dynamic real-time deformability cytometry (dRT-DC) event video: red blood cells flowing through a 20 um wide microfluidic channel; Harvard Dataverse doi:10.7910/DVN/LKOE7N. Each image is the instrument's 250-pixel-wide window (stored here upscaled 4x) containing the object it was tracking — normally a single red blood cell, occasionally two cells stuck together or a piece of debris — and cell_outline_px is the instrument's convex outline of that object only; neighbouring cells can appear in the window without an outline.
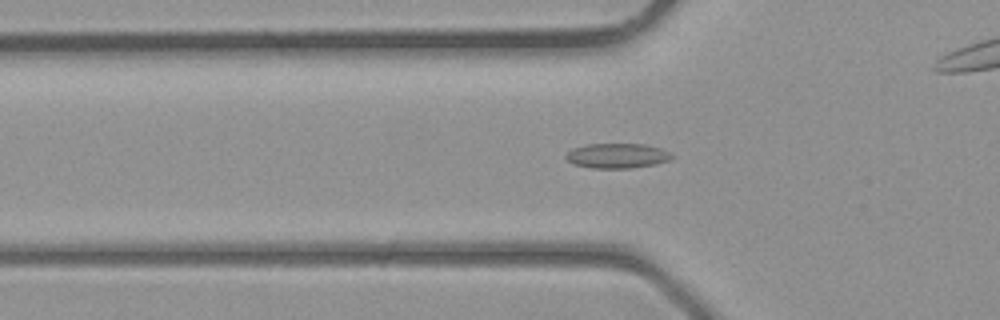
{"species": "common noctule bat (a hibernating species)", "species_latin": "Nyctalus noctula", "temperature_condition": "room temperature", "stored_images_in_passage": 39, "camera_frame_rate_fps": 3000, "um_per_image_px": 0.085, "animal": {"sex": "male", "body_mass_g": 23.1, "forearm_length_mm": 52.7}, "frame": {"image": 1, "passage_image": 12, "time_ms": 3.667, "image_size_px": [1000, 320], "cell_outline_px": [[676, 156], [668, 160], [656, 164], [632, 168], [592, 168], [572, 164], [564, 156], [572, 148], [588, 144], [644, 144], [660, 148], [672, 152]], "centroid_in_image_um": [52.48, 13.24], "position_along_channel_um": 73.3, "area_um2": 15.49}}
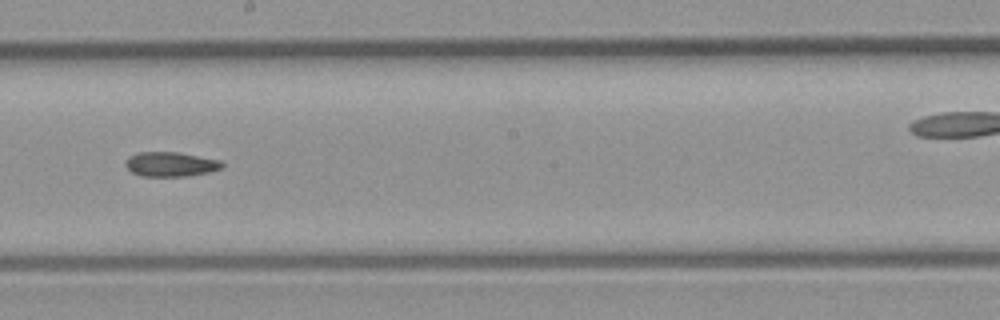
{"frame": {"image": 2, "passage_image": 21, "time_ms": 6.667, "image_size_px": [1000, 320], "cell_outline_px": [[224, 168], [192, 176], [140, 176], [132, 172], [124, 164], [128, 156], [140, 152], [176, 152], [220, 160], [224, 164]], "centroid_in_image_um": [14.51, 13.97], "position_along_channel_um": 233.7, "area_um2": 13.87}}
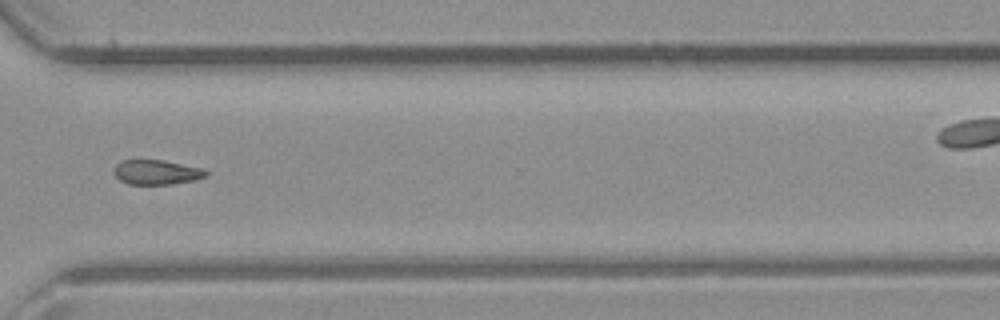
{"frame": {"image": 3, "passage_image": 28, "time_ms": 9.0, "image_size_px": [1000, 320], "cell_outline_px": [[208, 176], [192, 180], [172, 184], [128, 184], [120, 180], [116, 176], [116, 164], [120, 160], [164, 160], [200, 168], [208, 172]], "centroid_in_image_um": [13.31, 14.64], "position_along_channel_um": 357.3, "area_um2": 13.01}}